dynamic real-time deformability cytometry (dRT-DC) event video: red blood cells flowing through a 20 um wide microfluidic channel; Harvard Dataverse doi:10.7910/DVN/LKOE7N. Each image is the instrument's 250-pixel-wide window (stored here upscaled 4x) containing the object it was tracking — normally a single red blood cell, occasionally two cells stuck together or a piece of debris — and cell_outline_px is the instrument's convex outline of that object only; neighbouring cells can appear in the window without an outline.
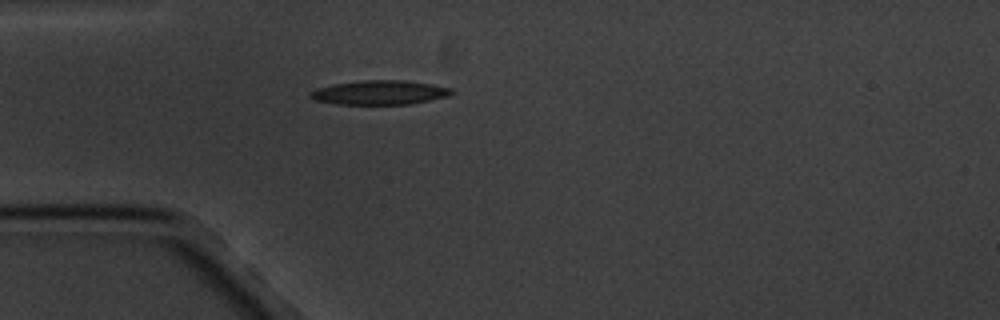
{"species": "common noctule bat (a hibernating species)", "species_latin": "Nyctalus noctula", "temperature_condition": "cold", "stored_images_in_passage": 1, "camera_frame_rate_fps": 3000, "um_per_image_px": 0.085, "animal": {"sex": "male", "body_mass_g": 20.1, "forearm_length_mm": 53.5}, "frame": {"image": 1, "passage_image": 1, "time_ms": 0.0, "image_size_px": [1000, 320], "cell_outline_px": [[456, 92], [448, 96], [412, 104], [336, 104], [316, 100], [308, 96], [308, 92], [316, 88], [332, 84], [364, 80], [404, 80], [432, 84], [452, 88]], "centroid_in_image_um": [32.28, 7.86], "position_along_channel_um": 52.7, "area_um2": 20.11}}